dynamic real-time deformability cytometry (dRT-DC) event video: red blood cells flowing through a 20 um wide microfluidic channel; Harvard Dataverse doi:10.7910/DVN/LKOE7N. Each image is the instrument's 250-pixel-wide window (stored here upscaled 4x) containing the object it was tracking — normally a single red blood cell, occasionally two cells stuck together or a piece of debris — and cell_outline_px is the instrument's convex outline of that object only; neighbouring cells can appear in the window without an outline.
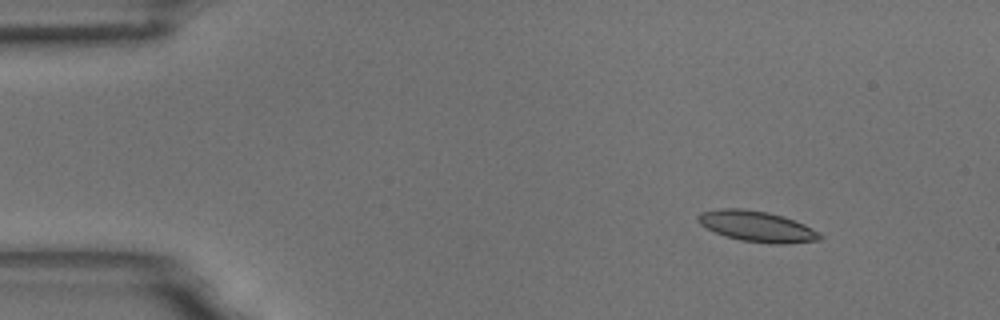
{"species": "common noctule bat (a hibernating species)", "species_latin": "Nyctalus noctula", "temperature_condition": "room temperature", "stored_images_in_passage": 50, "camera_frame_rate_fps": 3000, "um_per_image_px": 0.085, "animal": {"sex": "male", "body_mass_g": 18.8}, "frame": {"image": 1, "passage_image": 1, "time_ms": 0.0, "image_size_px": [1000, 320], "cell_outline_px": [[824, 236], [820, 240], [788, 244], [776, 244], [740, 240], [716, 232], [700, 224], [696, 220], [696, 216], [700, 212], [720, 208], [744, 208], [768, 212], [784, 216], [804, 224], [820, 232]], "centroid_in_image_um": [64.37, 19.23], "position_along_channel_um": 20.6, "area_um2": 21.96}}
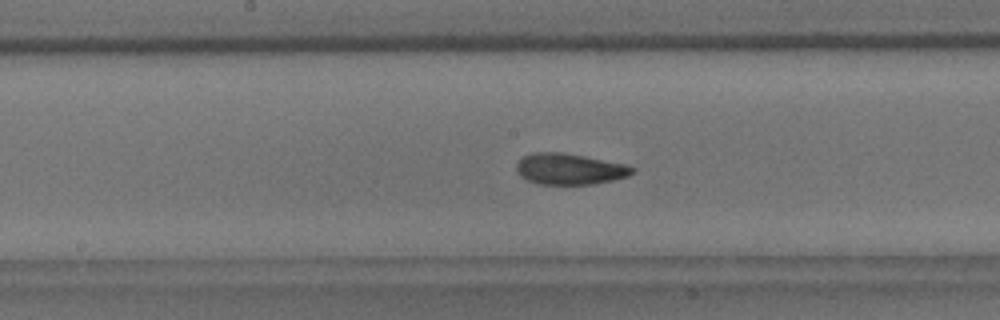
{"frame": {"image": 2, "passage_image": 23, "time_ms": 7.333, "image_size_px": [1000, 320], "cell_outline_px": [[636, 172], [628, 176], [612, 180], [592, 184], [540, 184], [528, 180], [520, 176], [516, 168], [516, 164], [524, 156], [532, 152], [560, 152], [584, 156], [628, 164], [636, 168]], "centroid_in_image_um": [48.45, 14.36], "position_along_channel_um": 199.7, "area_um2": 21.04}}
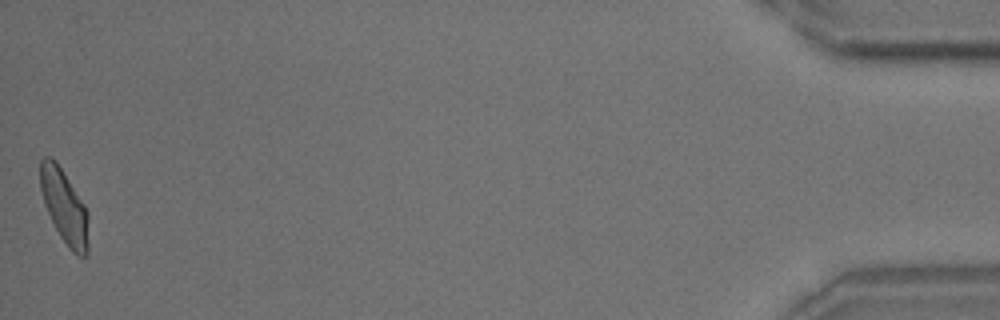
{"frame": {"image": 3, "passage_image": 50, "time_ms": 16.333, "image_size_px": [1000, 320], "cell_outline_px": [[88, 252], [84, 256], [76, 256], [68, 248], [60, 236], [44, 204], [40, 188], [40, 160], [44, 156], [52, 156], [56, 160], [84, 204], [88, 212]], "centroid_in_image_um": [5.47, 17.55], "position_along_channel_um": 429.7, "area_um2": 20.81}, "authors_computed_cell_mechanics": {"area_um2": 20.9814, "velocity_mm_per_s": 3.6155, "shape_relaxation_time_tau1_ms": 4.298, "shape_relaxation_time_tau2_ms": 1.8287, "deformation_change_tau1": 0.1279, "deformation_change_tau2": 0.0722}}